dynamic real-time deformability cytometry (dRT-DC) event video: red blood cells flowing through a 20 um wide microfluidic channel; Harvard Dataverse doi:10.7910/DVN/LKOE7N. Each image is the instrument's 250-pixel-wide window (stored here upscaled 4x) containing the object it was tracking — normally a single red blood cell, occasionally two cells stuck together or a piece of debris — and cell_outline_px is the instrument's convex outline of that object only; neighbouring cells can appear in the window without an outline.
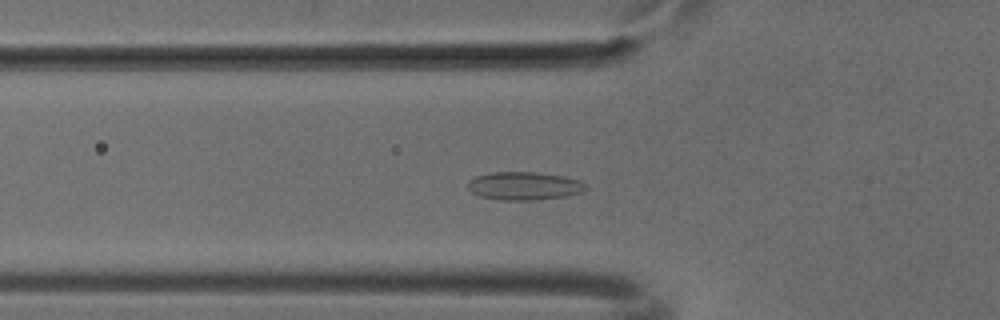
{"species": "common noctule bat (a hibernating species)", "species_latin": "Nyctalus noctula", "temperature_condition": "cold", "stored_images_in_passage": 38, "camera_frame_rate_fps": 3000, "um_per_image_px": 0.085, "animal": {"sex": "male", "body_mass_g": 18.8}, "frame": {"image": 1, "passage_image": 3, "time_ms": 0.667, "image_size_px": [1000, 320], "cell_outline_px": [[588, 188], [580, 192], [564, 196], [536, 200], [504, 200], [480, 196], [472, 192], [468, 188], [468, 180], [476, 176], [492, 172], [536, 172], [564, 176], [580, 180]], "centroid_in_image_um": [44.54, 15.79], "position_along_channel_um": 81.3, "area_um2": 19.25}}
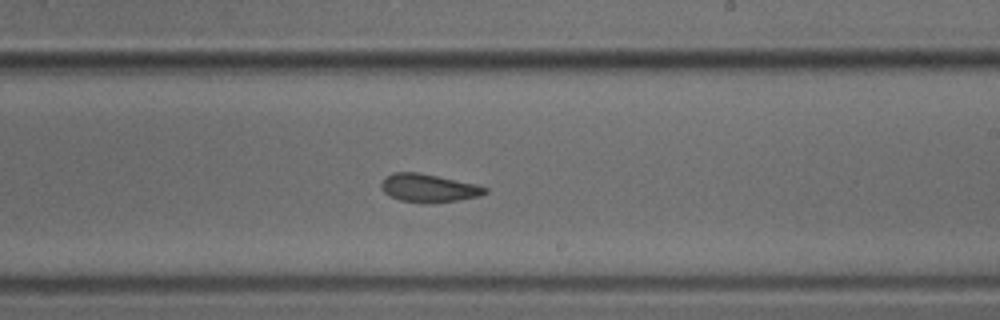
{"frame": {"image": 2, "passage_image": 16, "time_ms": 5.0, "image_size_px": [1000, 320], "cell_outline_px": [[488, 192], [480, 196], [456, 200], [428, 204], [424, 204], [400, 200], [388, 196], [384, 192], [380, 184], [384, 176], [392, 172], [420, 172], [476, 184], [488, 188]], "centroid_in_image_um": [36.4, 15.98], "position_along_channel_um": 252.6, "area_um2": 17.34}}
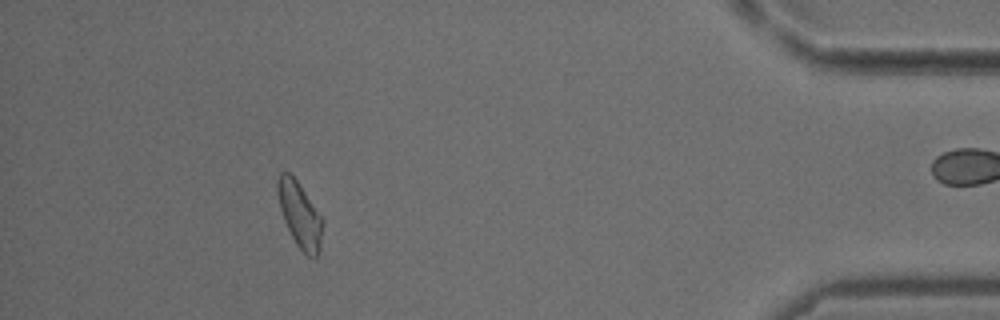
{"frame": {"image": 3, "passage_image": 32, "time_ms": 10.333, "image_size_px": [1000, 320], "cell_outline_px": [[324, 224], [320, 248], [316, 256], [308, 256], [296, 244], [284, 220], [280, 208], [276, 188], [276, 180], [280, 172], [288, 172], [296, 180], [324, 220]], "centroid_in_image_um": [25.48, 18.24], "position_along_channel_um": 409.7, "area_um2": 16.94}}